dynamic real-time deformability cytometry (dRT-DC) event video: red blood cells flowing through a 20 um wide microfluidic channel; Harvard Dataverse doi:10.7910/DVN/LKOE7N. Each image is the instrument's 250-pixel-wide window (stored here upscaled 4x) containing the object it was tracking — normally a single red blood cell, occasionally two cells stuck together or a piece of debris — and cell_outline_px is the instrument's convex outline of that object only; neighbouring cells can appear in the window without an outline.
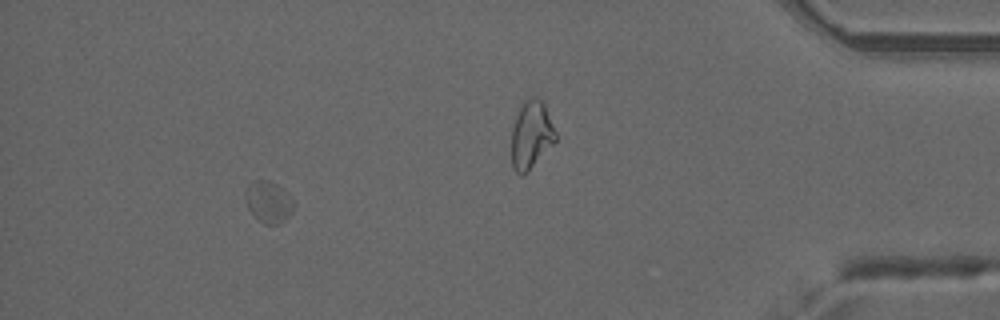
{"species": "common noctule bat (a hibernating species)", "species_latin": "Nyctalus noctula", "temperature_condition": "warm", "stored_images_in_passage": 53, "camera_frame_rate_fps": 3000, "um_per_image_px": 0.085, "animal": {"sex": "male", "forearm_length_mm": 52.5}, "frame": {"image": 1, "passage_image": 48, "time_ms": 15.667, "image_size_px": [1000, 320], "cell_outline_px": [[296, 204], [288, 216], [280, 224], [264, 224], [248, 208], [244, 196], [244, 192], [256, 180], [268, 180], [276, 184], [292, 196]], "centroid_in_image_um": [22.86, 17.16], "position_along_channel_um": 412.3, "area_um2": 11.56}}